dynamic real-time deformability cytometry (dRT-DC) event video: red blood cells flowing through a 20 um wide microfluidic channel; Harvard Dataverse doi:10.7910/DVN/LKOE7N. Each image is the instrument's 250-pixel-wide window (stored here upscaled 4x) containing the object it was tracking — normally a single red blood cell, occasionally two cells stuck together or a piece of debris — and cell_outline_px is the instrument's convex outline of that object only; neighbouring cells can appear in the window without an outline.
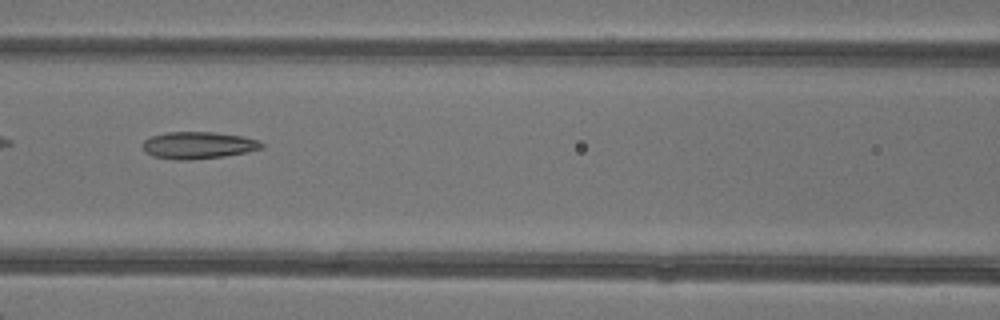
{"species": "common noctule bat (a hibernating species)", "species_latin": "Nyctalus noctula", "temperature_condition": "warm", "stored_images_in_passage": 5, "camera_frame_rate_fps": 3000, "um_per_image_px": 0.085, "animal": {"sex": "female"}, "frame": {"image": 1, "passage_image": 5, "time_ms": 4.667, "image_size_px": [1000, 320], "cell_outline_px": [[264, 148], [248, 152], [224, 156], [192, 160], [176, 160], [152, 156], [144, 152], [140, 144], [148, 136], [168, 132], [216, 132], [244, 136], [260, 140], [264, 144]], "centroid_in_image_um": [16.84, 12.34], "position_along_channel_um": 149.8, "area_um2": 19.25}}